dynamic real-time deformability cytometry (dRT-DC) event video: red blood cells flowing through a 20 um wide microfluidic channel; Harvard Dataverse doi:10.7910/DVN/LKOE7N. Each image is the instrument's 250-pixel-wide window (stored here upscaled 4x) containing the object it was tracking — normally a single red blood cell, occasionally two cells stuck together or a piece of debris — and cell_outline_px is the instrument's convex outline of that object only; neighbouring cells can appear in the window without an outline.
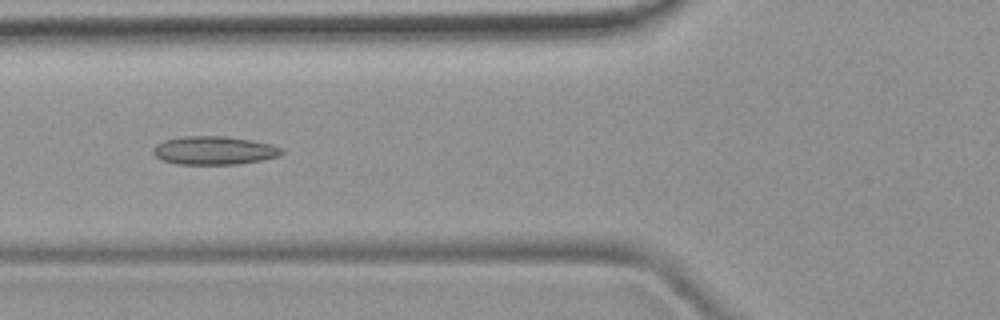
{"species": "common noctule bat (a hibernating species)", "species_latin": "Nyctalus noctula", "temperature_condition": "room temperature", "stored_images_in_passage": 4, "camera_frame_rate_fps": 3000, "um_per_image_px": 0.085, "animal": {"sex": "female", "body_mass_g": 19.9}, "frame": {"image": 1, "passage_image": 4, "time_ms": 3.333, "image_size_px": [1000, 320], "cell_outline_px": [[284, 152], [280, 156], [264, 160], [240, 164], [176, 164], [160, 160], [152, 152], [152, 148], [156, 144], [164, 140], [184, 136], [224, 136], [252, 140], [272, 144], [284, 148]], "centroid_in_image_um": [18.22, 12.79], "position_along_channel_um": 107.6, "area_um2": 21.62}}